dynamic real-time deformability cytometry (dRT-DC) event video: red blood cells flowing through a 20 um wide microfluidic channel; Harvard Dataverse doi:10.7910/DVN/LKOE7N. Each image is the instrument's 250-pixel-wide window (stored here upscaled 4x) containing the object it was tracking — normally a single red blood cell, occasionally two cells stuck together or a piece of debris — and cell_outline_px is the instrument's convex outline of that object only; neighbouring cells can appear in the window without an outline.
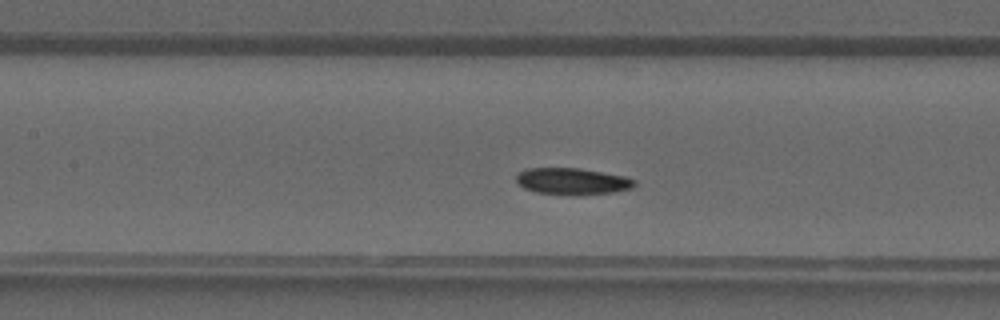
{"species": "common noctule bat (a hibernating species)", "species_latin": "Nyctalus noctula", "temperature_condition": "warm", "stored_images_in_passage": 35, "camera_frame_rate_fps": 3000, "um_per_image_px": 0.085, "animal": {"sex": "male", "forearm_length_mm": 52.5}, "frame": {"image": 1, "passage_image": 12, "time_ms": 3.667, "image_size_px": [1000, 320], "cell_outline_px": [[636, 184], [632, 188], [612, 192], [536, 192], [524, 188], [516, 180], [516, 176], [520, 172], [528, 168], [580, 168], [624, 176], [636, 180]], "centroid_in_image_um": [48.65, 15.35], "position_along_channel_um": 158.8, "area_um2": 17.28}}
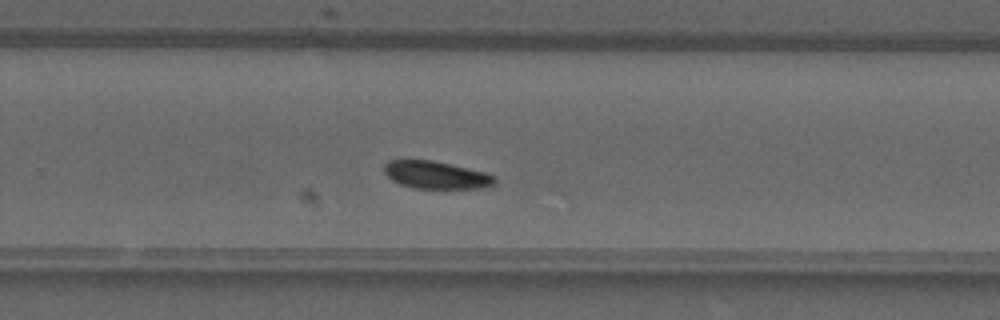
{"frame": {"image": 2, "passage_image": 20, "time_ms": 6.333, "image_size_px": [1000, 320], "cell_outline_px": [[496, 184], [484, 188], [416, 188], [400, 184], [392, 180], [384, 172], [384, 164], [388, 160], [408, 156], [432, 160], [468, 168], [484, 172], [496, 176]], "centroid_in_image_um": [37.0, 14.82], "position_along_channel_um": 292.8, "area_um2": 18.38}}
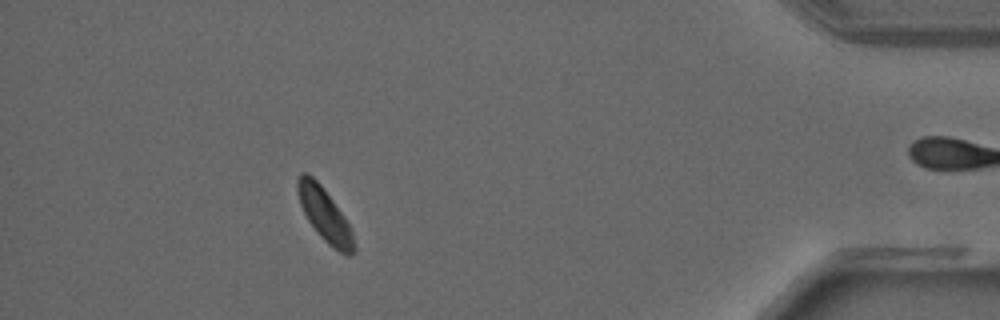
{"frame": {"image": 3, "passage_image": 30, "time_ms": 9.667, "image_size_px": [1000, 320], "cell_outline_px": [[356, 252], [348, 256], [340, 252], [328, 244], [316, 232], [308, 220], [300, 204], [296, 192], [296, 180], [300, 172], [308, 172], [320, 184], [344, 216], [352, 228], [356, 244]], "centroid_in_image_um": [27.6, 18.26], "position_along_channel_um": 407.6, "area_um2": 17.74}}